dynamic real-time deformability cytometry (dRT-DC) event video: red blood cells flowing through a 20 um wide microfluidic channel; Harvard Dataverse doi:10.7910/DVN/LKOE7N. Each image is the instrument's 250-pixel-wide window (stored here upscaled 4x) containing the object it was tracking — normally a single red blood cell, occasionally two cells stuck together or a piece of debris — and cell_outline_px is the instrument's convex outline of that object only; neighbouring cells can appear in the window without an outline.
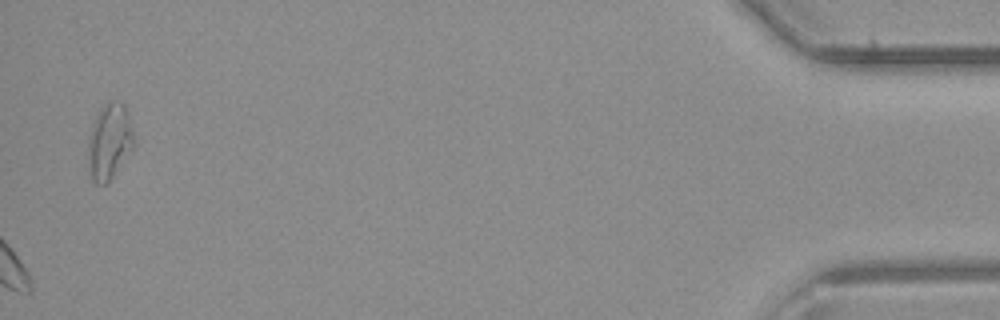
{"species": "common noctule bat (a hibernating species)", "species_latin": "Nyctalus noctula", "temperature_condition": "room temperature", "stored_images_in_passage": 25, "camera_frame_rate_fps": 3000, "um_per_image_px": 0.085, "animal": {"sex": "male", "body_mass_g": 23.1, "forearm_length_mm": 52.7}, "frame": {"image": 1, "passage_image": 25, "time_ms": 8.0, "image_size_px": [1000, 320], "cell_outline_px": [[132, 148], [108, 184], [96, 184], [88, 176], [88, 140], [92, 124], [96, 116], [104, 104], [108, 100], [124, 104], [128, 116], [132, 132]], "centroid_in_image_um": [9.24, 12.08], "position_along_channel_um": 426.0, "area_um2": 20.0}}